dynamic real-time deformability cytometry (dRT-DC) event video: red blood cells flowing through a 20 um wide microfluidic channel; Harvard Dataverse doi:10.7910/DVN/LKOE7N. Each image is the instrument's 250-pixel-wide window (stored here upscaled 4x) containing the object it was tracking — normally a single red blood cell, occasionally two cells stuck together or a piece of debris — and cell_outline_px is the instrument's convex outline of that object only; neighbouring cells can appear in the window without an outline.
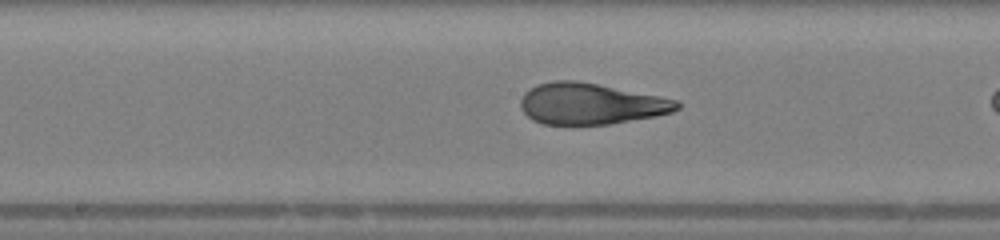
{"species": "human", "species_latin": "Homo sapiens", "temperature_condition": "warm", "stored_images_in_passage": 23, "camera_frame_rate_fps": 3000, "um_per_image_px": 0.085, "donor": {"sex": "female"}, "frame": {"image": 1, "passage_image": 10, "time_ms": 3.0, "image_size_px": [1000, 240], "cell_outline_px": [[680, 108], [672, 112], [656, 116], [608, 124], [544, 124], [532, 120], [520, 108], [520, 100], [524, 92], [536, 84], [556, 80], [576, 80], [680, 100]], "centroid_in_image_um": [50.2, 8.81], "position_along_channel_um": 198.0, "area_um2": 37.51}}